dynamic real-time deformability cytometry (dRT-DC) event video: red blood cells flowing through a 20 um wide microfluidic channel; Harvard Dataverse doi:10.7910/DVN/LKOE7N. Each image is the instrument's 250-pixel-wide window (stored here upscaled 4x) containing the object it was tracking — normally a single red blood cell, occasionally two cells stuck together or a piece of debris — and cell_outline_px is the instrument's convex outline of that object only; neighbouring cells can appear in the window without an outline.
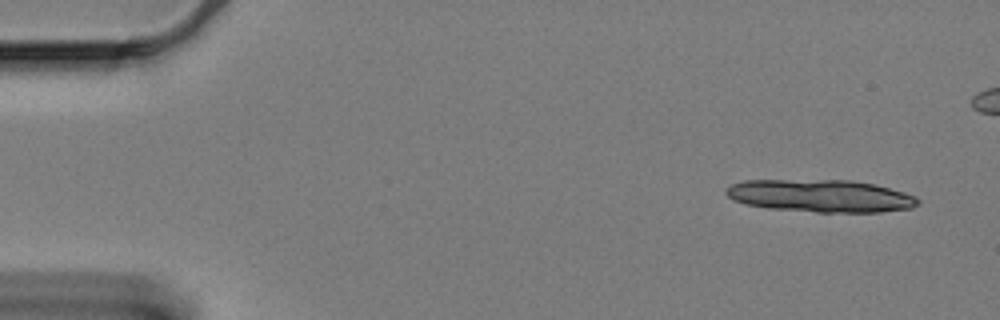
{"species": "Egyptian fruit bat (a non-hibernating species)", "species_latin": "Rousettus aegyptiacus", "temperature_condition": "cold", "stored_images_in_passage": 3, "camera_frame_rate_fps": 3000, "um_per_image_px": 0.085, "animal": {"sex": "female"}, "frame": {"image": 1, "passage_image": 3, "time_ms": 0.667, "image_size_px": [1000, 320], "cell_outline_px": [[920, 204], [912, 208], [880, 212], [816, 212], [768, 208], [744, 204], [732, 200], [724, 192], [732, 184], [744, 180], [852, 180], [872, 184], [904, 192], [916, 196], [920, 200]], "centroid_in_image_um": [69.75, 16.65], "position_along_channel_um": 15.2, "area_um2": 36.47}}